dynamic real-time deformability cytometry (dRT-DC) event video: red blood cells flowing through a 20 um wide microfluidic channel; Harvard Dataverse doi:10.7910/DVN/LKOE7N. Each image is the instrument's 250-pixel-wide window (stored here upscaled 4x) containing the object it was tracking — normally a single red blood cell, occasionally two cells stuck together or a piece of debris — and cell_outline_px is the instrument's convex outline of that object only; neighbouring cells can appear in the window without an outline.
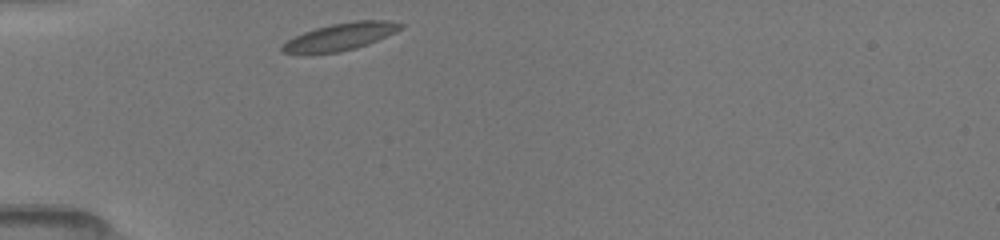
{"species": "common noctule bat (a hibernating species)", "species_latin": "Nyctalus noctula", "temperature_condition": "room temperature", "stored_images_in_passage": 30, "camera_frame_rate_fps": 3000, "um_per_image_px": 0.085, "animal": {"sex": "female", "body_mass_g": 19.5, "forearm_length_mm": 54.1}, "frame": {"image": 1, "passage_image": 1, "time_ms": 0.0, "image_size_px": [1000, 240], "cell_outline_px": [[404, 24], [396, 32], [356, 48], [336, 52], [284, 52], [280, 48], [288, 40], [304, 32], [316, 28], [332, 24], [356, 20], [384, 20]], "centroid_in_image_um": [28.98, 3.09], "position_along_channel_um": 56.0, "area_um2": 18.03}}
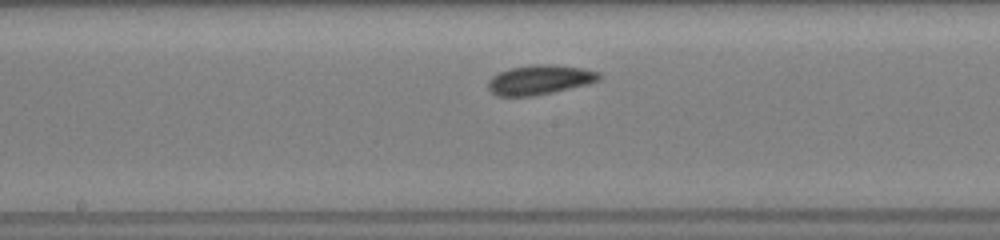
{"frame": {"image": 2, "passage_image": 13, "time_ms": 4.0, "image_size_px": [1000, 240], "cell_outline_px": [[600, 80], [588, 84], [552, 92], [532, 96], [500, 96], [492, 92], [488, 88], [488, 80], [492, 76], [508, 68], [536, 64], [552, 64], [580, 68], [600, 72]], "centroid_in_image_um": [45.87, 6.77], "position_along_channel_um": 202.3, "area_um2": 19.02}}
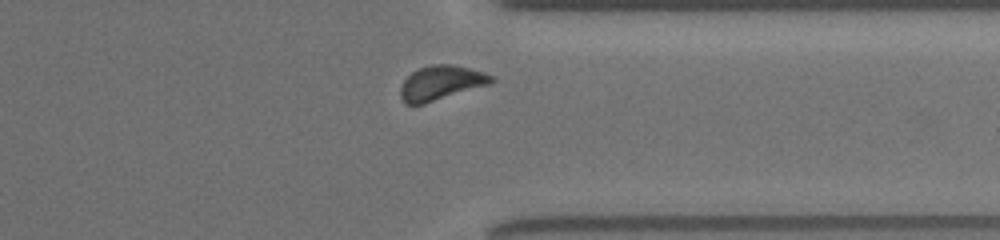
{"frame": {"image": 3, "passage_image": 26, "time_ms": 8.333, "image_size_px": [1000, 240], "cell_outline_px": [[492, 80], [488, 84], [424, 104], [404, 104], [400, 96], [400, 88], [404, 80], [412, 72], [420, 68], [432, 64], [452, 64], [484, 72], [492, 76]], "centroid_in_image_um": [37.43, 7.04], "position_along_channel_um": 374.0, "area_um2": 17.92}, "authors_computed_cell_mechanics": {"area_um2": 17.9758, "velocity_mm_per_s": 3.9787, "shape_relaxation_time_tau1_ms": 2.0774, "shape_relaxation_time_tau2_ms": 2.0325, "deformation_change_tau1": 0.0745, "deformation_change_tau2": 0.0569}}